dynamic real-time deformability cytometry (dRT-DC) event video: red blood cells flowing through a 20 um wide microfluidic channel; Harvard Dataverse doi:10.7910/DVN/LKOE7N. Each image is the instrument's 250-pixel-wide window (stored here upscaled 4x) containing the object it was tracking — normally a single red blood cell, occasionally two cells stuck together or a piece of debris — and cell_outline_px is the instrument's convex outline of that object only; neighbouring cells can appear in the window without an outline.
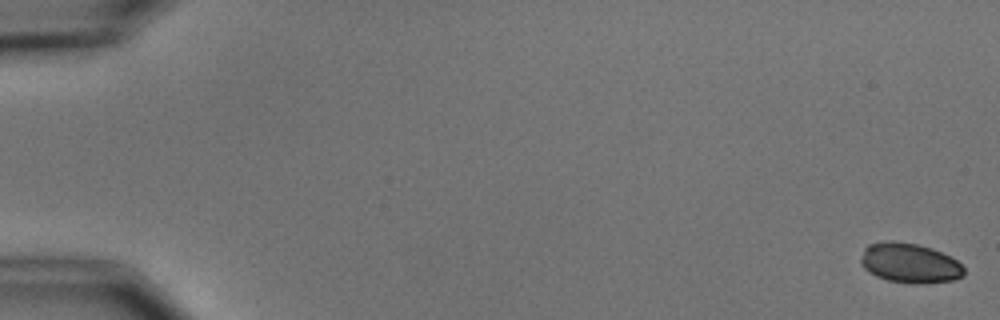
{"species": "common noctule bat (a hibernating species)", "species_latin": "Nyctalus noctula", "temperature_condition": "cold", "stored_images_in_passage": 9, "camera_frame_rate_fps": 3000, "um_per_image_px": 0.085, "animal": {"sex": "male", "body_mass_g": 15.6}, "frame": {"image": 1, "passage_image": 1, "time_ms": 0.0, "image_size_px": [1000, 320], "cell_outline_px": [[964, 276], [952, 280], [924, 284], [908, 284], [888, 280], [876, 276], [868, 272], [860, 264], [860, 256], [864, 248], [868, 244], [888, 240], [892, 240], [916, 244], [932, 248], [956, 260], [964, 268]], "centroid_in_image_um": [77.28, 22.37], "position_along_channel_um": 7.7, "area_um2": 24.16}}
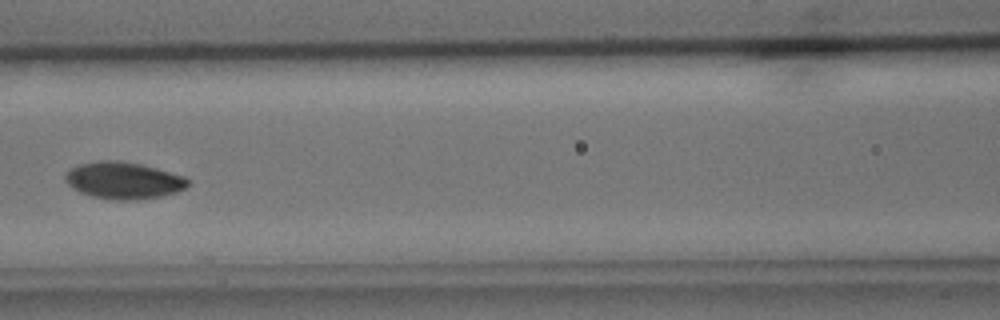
{"frame": {"image": 2, "passage_image": 8, "time_ms": 8.333, "image_size_px": [1000, 320], "cell_outline_px": [[188, 184], [184, 188], [176, 192], [160, 196], [136, 200], [120, 200], [92, 196], [80, 192], [68, 184], [64, 180], [64, 176], [72, 168], [80, 164], [100, 160], [116, 160], [140, 164], [156, 168], [184, 176], [188, 180]], "centroid_in_image_um": [10.49, 15.33], "position_along_channel_um": 156.1, "area_um2": 26.01}}